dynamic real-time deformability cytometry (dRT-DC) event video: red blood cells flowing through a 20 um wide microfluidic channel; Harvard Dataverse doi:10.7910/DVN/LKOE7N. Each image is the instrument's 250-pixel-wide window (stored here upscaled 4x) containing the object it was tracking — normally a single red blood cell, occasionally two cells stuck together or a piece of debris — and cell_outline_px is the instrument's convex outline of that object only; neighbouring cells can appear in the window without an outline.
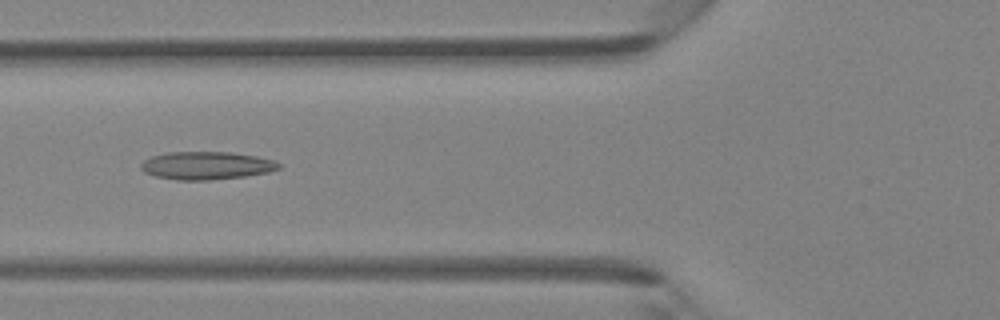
{"species": "Egyptian fruit bat (a non-hibernating species)", "species_latin": "Rousettus aegyptiacus", "temperature_condition": "room temperature", "stored_images_in_passage": 42, "camera_frame_rate_fps": 3000, "um_per_image_px": 0.085, "animal": {"sex": "female"}, "frame": {"image": 1, "passage_image": 14, "time_ms": 4.333, "image_size_px": [1000, 320], "cell_outline_px": [[280, 168], [268, 172], [244, 176], [212, 180], [176, 180], [156, 176], [144, 172], [140, 168], [140, 164], [144, 160], [152, 156], [168, 152], [228, 152], [256, 156], [276, 160], [280, 164]], "centroid_in_image_um": [17.54, 14.07], "position_along_channel_um": 108.3, "area_um2": 22.43}}
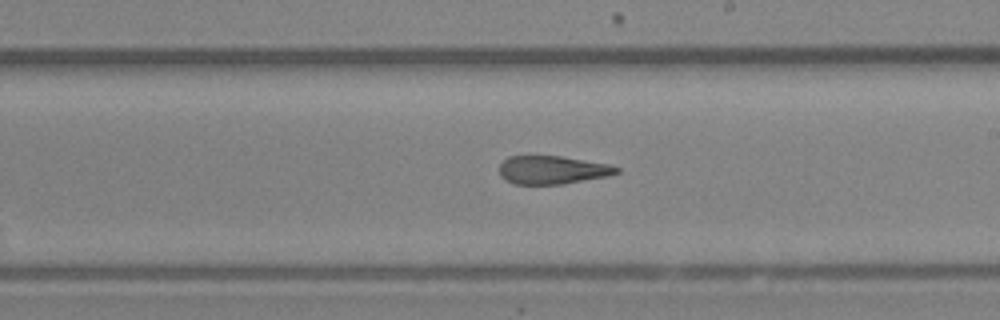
{"frame": {"image": 2, "passage_image": 23, "time_ms": 7.333, "image_size_px": [1000, 320], "cell_outline_px": [[620, 172], [608, 176], [560, 184], [512, 184], [504, 180], [500, 176], [500, 164], [508, 156], [560, 156], [612, 164], [620, 168]], "centroid_in_image_um": [46.96, 14.44], "position_along_channel_um": 242.0, "area_um2": 19.42}}
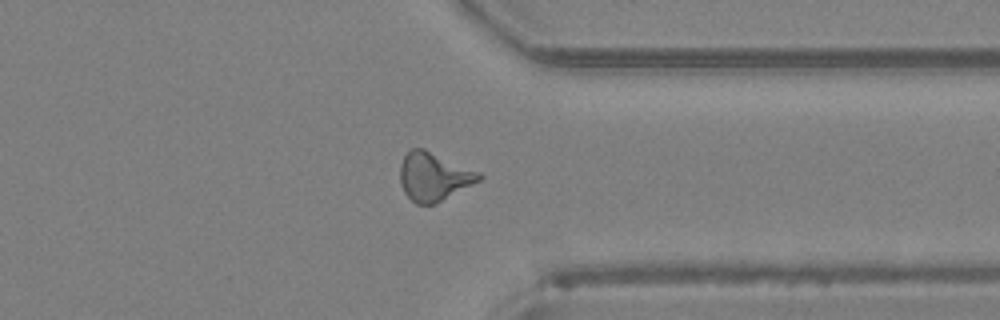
{"frame": {"image": 3, "passage_image": 32, "time_ms": 10.333, "image_size_px": [1000, 320], "cell_outline_px": [[484, 176], [480, 180], [432, 204], [416, 204], [404, 192], [400, 184], [400, 164], [404, 156], [412, 148], [424, 148], [480, 172]], "centroid_in_image_um": [36.84, 14.98], "position_along_channel_um": 374.6, "area_um2": 21.91}}